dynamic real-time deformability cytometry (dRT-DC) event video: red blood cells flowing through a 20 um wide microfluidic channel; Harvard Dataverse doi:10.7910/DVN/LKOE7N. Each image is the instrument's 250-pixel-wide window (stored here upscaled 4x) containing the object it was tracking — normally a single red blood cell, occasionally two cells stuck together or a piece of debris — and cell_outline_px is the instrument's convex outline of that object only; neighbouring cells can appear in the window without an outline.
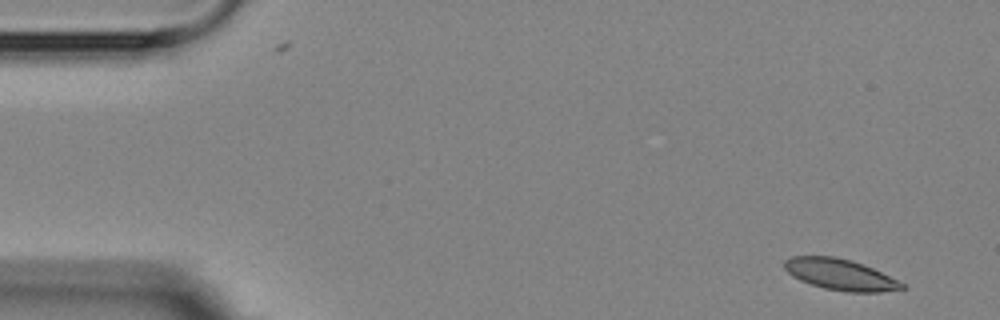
{"species": "Egyptian fruit bat (a non-hibernating species)", "species_latin": "Rousettus aegyptiacus", "temperature_condition": "room temperature", "stored_images_in_passage": 5, "camera_frame_rate_fps": 3000, "um_per_image_px": 0.085, "animal": {"sex": "female"}, "frame": {"image": 1, "passage_image": 1, "time_ms": 0.0, "image_size_px": [1000, 320], "cell_outline_px": [[908, 288], [880, 292], [848, 292], [824, 288], [800, 280], [792, 276], [784, 268], [784, 260], [792, 256], [836, 256], [852, 260], [872, 268], [904, 284]], "centroid_in_image_um": [71.39, 23.33], "position_along_channel_um": 13.6, "area_um2": 21.15}}
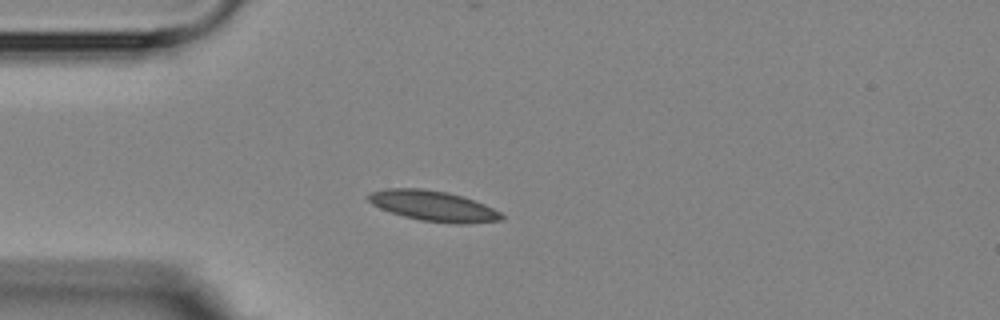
{"frame": {"image": 2, "passage_image": 4, "time_ms": 3.667, "image_size_px": [1000, 320], "cell_outline_px": [[504, 220], [468, 224], [456, 224], [420, 220], [404, 216], [380, 208], [372, 204], [368, 200], [368, 196], [372, 192], [388, 188], [424, 188], [448, 192], [484, 204], [500, 212], [504, 216]], "centroid_in_image_um": [36.86, 17.51], "position_along_channel_um": 48.1, "area_um2": 23.47}}